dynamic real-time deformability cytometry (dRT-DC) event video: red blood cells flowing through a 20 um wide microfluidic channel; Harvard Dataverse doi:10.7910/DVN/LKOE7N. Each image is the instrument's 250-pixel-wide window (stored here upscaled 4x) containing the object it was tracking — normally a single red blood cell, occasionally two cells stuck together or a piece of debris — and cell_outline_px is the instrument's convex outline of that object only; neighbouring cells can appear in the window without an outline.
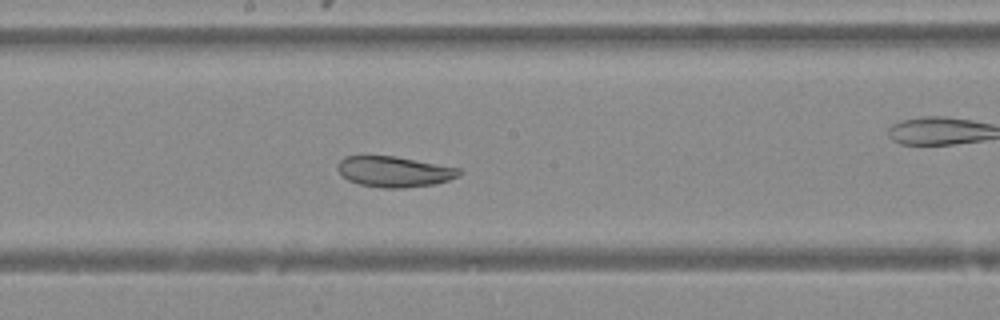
{"species": "Egyptian fruit bat (a non-hibernating species)", "species_latin": "Rousettus aegyptiacus", "temperature_condition": "warm", "stored_images_in_passage": 31, "camera_frame_rate_fps": 3000, "um_per_image_px": 0.085, "animal": {"sex": "female"}, "frame": {"image": 1, "passage_image": 18, "time_ms": 5.667, "image_size_px": [1000, 320], "cell_outline_px": [[464, 172], [460, 176], [436, 184], [404, 188], [380, 188], [360, 184], [348, 180], [336, 168], [336, 164], [344, 156], [396, 156], [460, 168]], "centroid_in_image_um": [33.54, 14.59], "position_along_channel_um": 214.7, "area_um2": 21.91}}
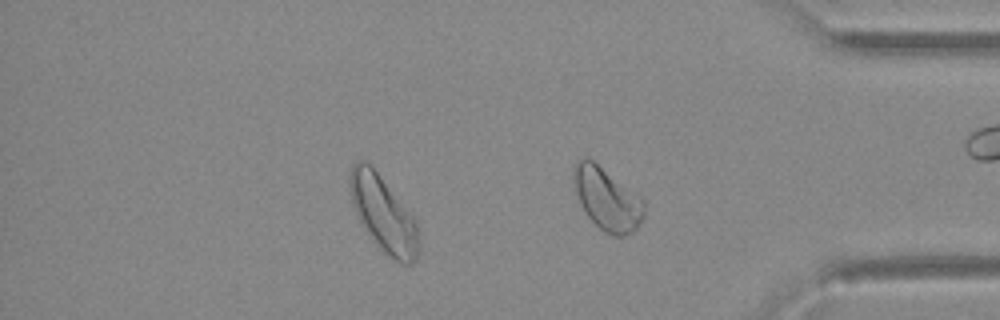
{"frame": {"image": 2, "passage_image": 31, "time_ms": 10.0, "image_size_px": [1000, 320], "cell_outline_px": [[644, 216], [640, 224], [632, 232], [624, 236], [612, 236], [604, 232], [584, 212], [580, 204], [576, 192], [572, 172], [572, 168], [576, 160], [592, 160], [644, 200]], "centroid_in_image_um": [51.59, 16.95], "position_along_channel_um": 383.6, "area_um2": 25.26}}